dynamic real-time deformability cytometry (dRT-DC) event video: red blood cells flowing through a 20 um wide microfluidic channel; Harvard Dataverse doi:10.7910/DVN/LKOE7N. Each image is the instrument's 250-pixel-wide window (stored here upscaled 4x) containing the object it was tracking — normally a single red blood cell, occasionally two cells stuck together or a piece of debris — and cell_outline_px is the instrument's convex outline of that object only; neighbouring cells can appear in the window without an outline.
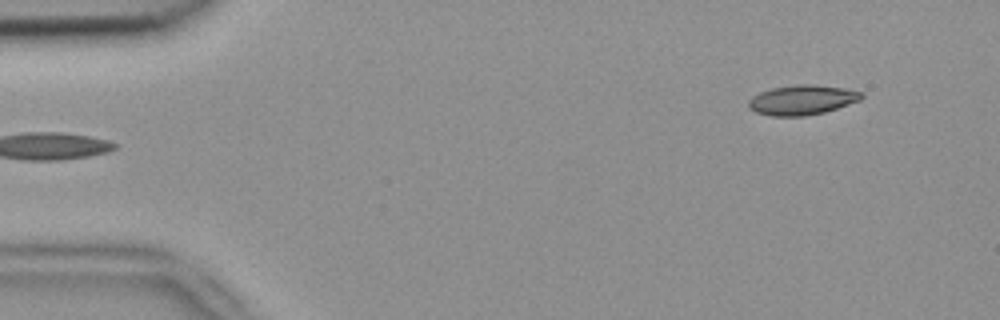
{"species": "common noctule bat (a hibernating species)", "species_latin": "Nyctalus noctula", "temperature_condition": "room temperature", "stored_images_in_passage": 6, "segment_of_instrument_passage": [2, 2], "camera_frame_rate_fps": 3000, "um_per_image_px": 0.085, "animal": {"sex": "female", "body_mass_g": 18.4}, "frame": {"image": 1, "passage_image": 6, "time_ms": 1.667, "image_size_px": [1000, 320], "cell_outline_px": [[864, 96], [860, 100], [824, 112], [804, 116], [772, 116], [756, 112], [748, 108], [748, 100], [752, 96], [760, 92], [772, 88], [796, 84], [812, 84], [844, 88], [860, 92]], "centroid_in_image_um": [68.14, 8.49], "position_along_channel_um": 16.9, "area_um2": 19.54}}